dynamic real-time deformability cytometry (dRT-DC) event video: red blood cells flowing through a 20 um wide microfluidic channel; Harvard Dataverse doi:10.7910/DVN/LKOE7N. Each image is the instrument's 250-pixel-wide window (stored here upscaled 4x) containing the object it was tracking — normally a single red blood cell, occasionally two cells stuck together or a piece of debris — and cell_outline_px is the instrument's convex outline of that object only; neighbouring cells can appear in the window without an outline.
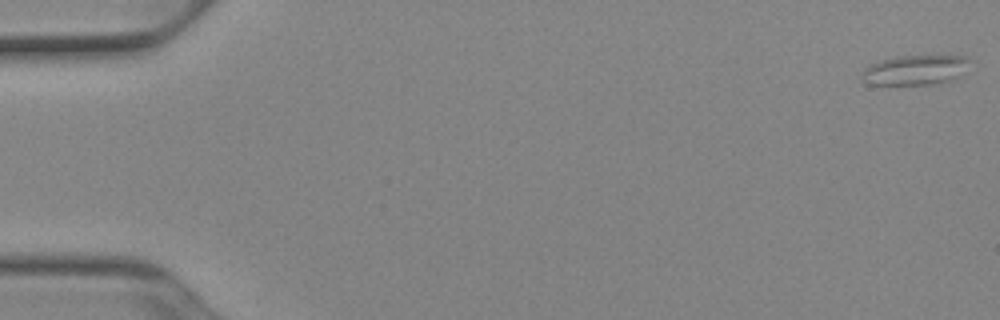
{"species": "Egyptian fruit bat (a non-hibernating species)", "species_latin": "Rousettus aegyptiacus", "temperature_condition": "cold", "stored_images_in_passage": 52, "camera_frame_rate_fps": 3000, "um_per_image_px": 0.085, "animal": {"sex": "female"}, "frame": {"image": 1, "passage_image": 1, "time_ms": 0.0, "image_size_px": [1000, 320], "cell_outline_px": [[968, 60], [964, 76], [940, 84], [896, 88], [868, 84], [864, 80], [860, 72], [868, 64], [880, 60], [896, 56], [968, 56]], "centroid_in_image_um": [77.74, 6.02], "position_along_channel_um": 7.3, "area_um2": 20.0}}
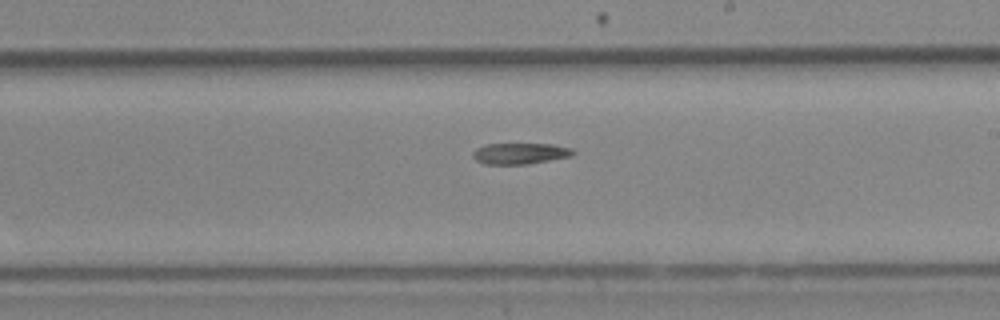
{"frame": {"image": 2, "passage_image": 31, "time_ms": 10.0, "image_size_px": [1000, 320], "cell_outline_px": [[576, 152], [572, 156], [528, 164], [484, 164], [476, 160], [472, 156], [472, 152], [476, 148], [488, 144], [552, 144], [572, 148]], "centroid_in_image_um": [44.22, 13.04], "position_along_channel_um": 244.8, "area_um2": 12.37}}
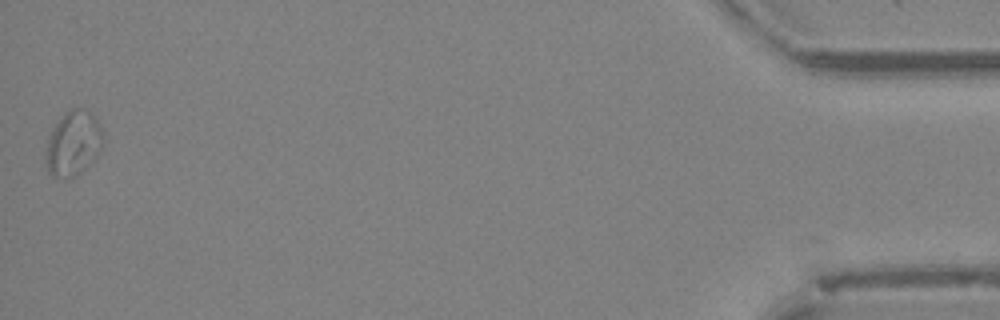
{"frame": {"image": 3, "passage_image": 52, "time_ms": 17.0, "image_size_px": [1000, 320], "cell_outline_px": [[104, 140], [100, 152], [80, 172], [72, 176], [52, 176], [48, 172], [44, 156], [48, 136], [52, 128], [64, 112], [72, 108], [80, 108], [88, 112], [100, 124], [104, 136]], "centroid_in_image_um": [6.2, 12.16], "position_along_channel_um": 429.0, "area_um2": 21.5}}